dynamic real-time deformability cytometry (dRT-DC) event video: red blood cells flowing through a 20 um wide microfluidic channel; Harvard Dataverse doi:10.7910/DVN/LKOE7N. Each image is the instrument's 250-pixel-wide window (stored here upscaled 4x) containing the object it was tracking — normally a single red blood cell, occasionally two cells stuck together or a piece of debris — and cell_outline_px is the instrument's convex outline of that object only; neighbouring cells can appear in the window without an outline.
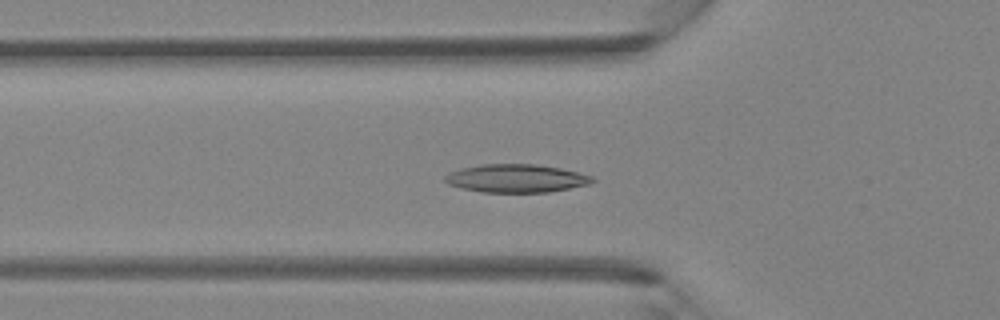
{"species": "Egyptian fruit bat (a non-hibernating species)", "species_latin": "Rousettus aegyptiacus", "temperature_condition": "room temperature", "stored_images_in_passage": 44, "camera_frame_rate_fps": 3000, "um_per_image_px": 0.085, "animal": {"sex": "female"}, "frame": {"image": 1, "passage_image": 15, "time_ms": 4.667, "image_size_px": [1000, 320], "cell_outline_px": [[596, 180], [592, 184], [548, 192], [480, 192], [448, 184], [444, 180], [444, 176], [452, 172], [464, 168], [480, 164], [536, 164], [560, 168], [592, 176]], "centroid_in_image_um": [43.92, 15.16], "position_along_channel_um": 81.9, "area_um2": 24.04}}
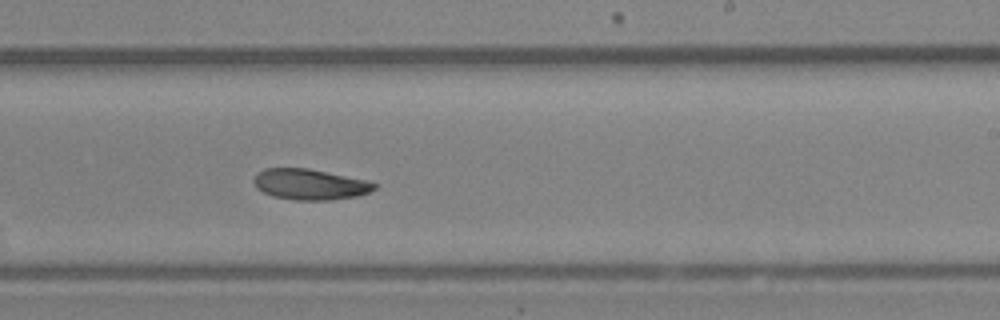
{"frame": {"image": 2, "passage_image": 27, "time_ms": 8.667, "image_size_px": [1000, 320], "cell_outline_px": [[376, 188], [368, 192], [356, 196], [332, 200], [296, 200], [272, 196], [256, 188], [252, 180], [264, 168], [308, 168], [368, 180], [376, 184]], "centroid_in_image_um": [26.34, 15.67], "position_along_channel_um": 262.7, "area_um2": 21.56}}
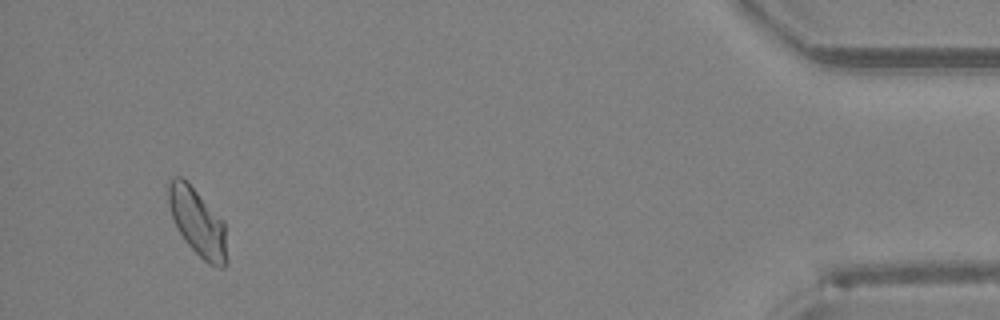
{"frame": {"image": 3, "passage_image": 42, "time_ms": 13.667, "image_size_px": [1000, 320], "cell_outline_px": [[228, 260], [224, 268], [220, 268], [208, 264], [184, 240], [172, 216], [168, 204], [168, 176], [180, 176], [224, 220]], "centroid_in_image_um": [16.81, 18.92], "position_along_channel_um": 418.4, "area_um2": 22.83}}